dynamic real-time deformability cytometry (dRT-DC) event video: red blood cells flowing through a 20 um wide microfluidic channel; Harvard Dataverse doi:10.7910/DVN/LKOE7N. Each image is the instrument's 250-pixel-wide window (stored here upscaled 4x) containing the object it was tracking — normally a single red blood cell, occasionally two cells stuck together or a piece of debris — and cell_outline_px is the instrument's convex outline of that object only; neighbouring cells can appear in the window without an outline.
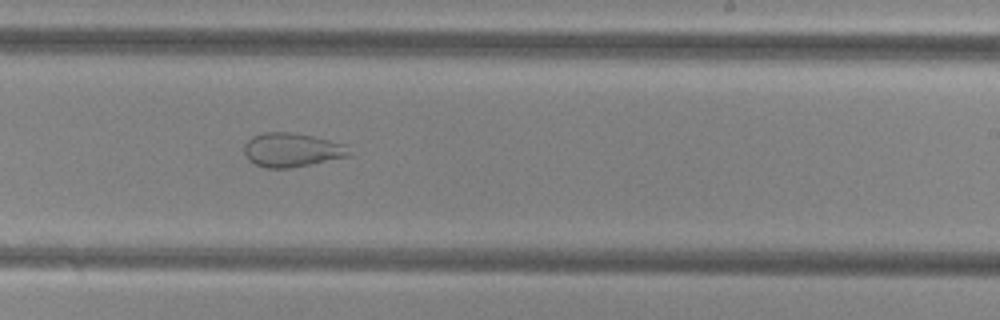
{"species": "common noctule bat (a hibernating species)", "species_latin": "Nyctalus noctula", "temperature_condition": "cold", "stored_images_in_passage": 36, "segment_of_instrument_passage": [1, 2], "camera_frame_rate_fps": 3000, "um_per_image_px": 0.085, "animal": {"sex": "female", "body_mass_g": 29.2, "forearm_length_mm": 56.3}, "frame": {"image": 1, "passage_image": 16, "time_ms": 5.0, "image_size_px": [1000, 320], "cell_outline_px": [[352, 156], [288, 168], [268, 168], [256, 164], [248, 160], [244, 152], [244, 144], [252, 136], [264, 132], [288, 132], [312, 136], [348, 144]], "centroid_in_image_um": [24.84, 12.74], "position_along_channel_um": 264.2, "area_um2": 20.87}}